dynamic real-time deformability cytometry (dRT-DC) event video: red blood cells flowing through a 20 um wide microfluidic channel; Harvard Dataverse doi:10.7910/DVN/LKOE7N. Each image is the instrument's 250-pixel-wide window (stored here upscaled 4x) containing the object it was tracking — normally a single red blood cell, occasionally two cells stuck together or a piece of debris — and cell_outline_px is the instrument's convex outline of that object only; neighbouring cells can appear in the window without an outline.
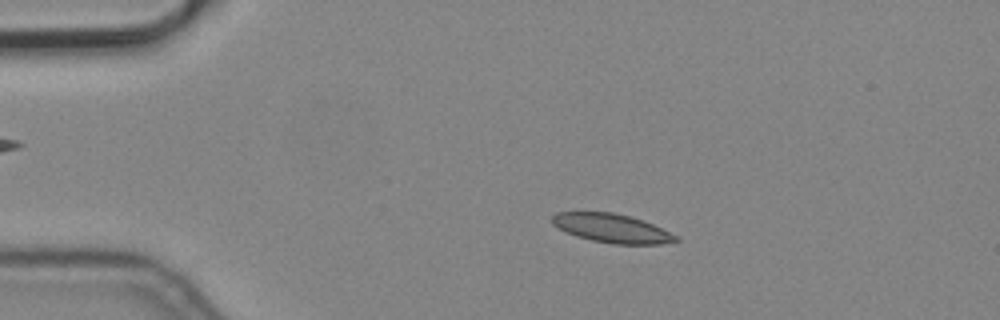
{"species": "common noctule bat (a hibernating species)", "species_latin": "Nyctalus noctula", "temperature_condition": "cold", "stored_images_in_passage": 8, "camera_frame_rate_fps": 3000, "um_per_image_px": 0.085, "animal": {"sex": "male", "body_mass_g": 19.2, "forearm_length_mm": 51.8}, "frame": {"image": 1, "passage_image": 2, "time_ms": 0.333, "image_size_px": [1000, 320], "cell_outline_px": [[680, 240], [660, 244], [612, 244], [592, 240], [576, 236], [552, 224], [552, 216], [556, 212], [612, 212], [628, 216], [652, 224], [680, 236]], "centroid_in_image_um": [52.03, 19.41], "position_along_channel_um": 33.0, "area_um2": 20.58}}
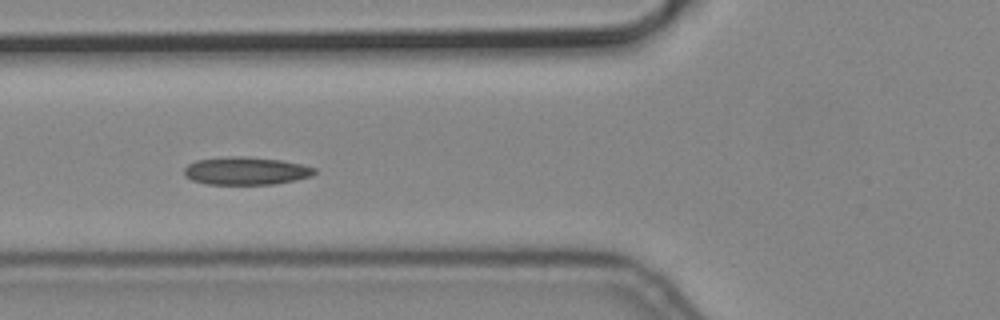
{"frame": {"image": 2, "passage_image": 5, "time_ms": 1.333, "image_size_px": [1000, 320], "cell_outline_px": [[316, 172], [312, 176], [296, 180], [272, 184], [208, 184], [192, 180], [184, 176], [184, 168], [188, 164], [196, 160], [228, 156], [248, 156], [280, 160], [300, 164], [316, 168]], "centroid_in_image_um": [20.89, 14.52], "position_along_channel_um": 104.9, "area_um2": 21.21}}
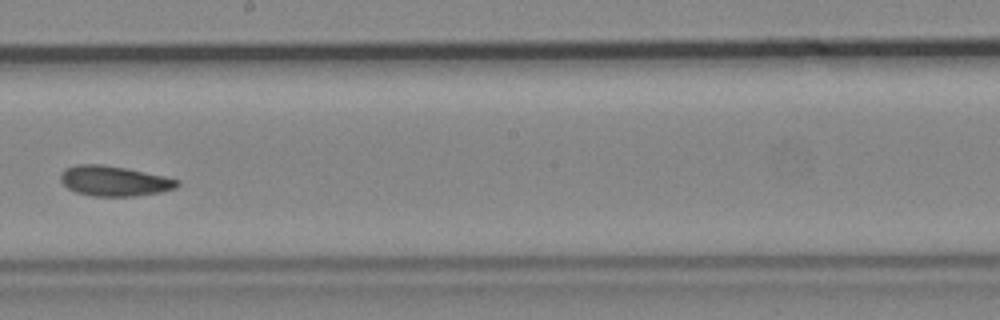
{"frame": {"image": 3, "passage_image": 8, "time_ms": 2.333, "image_size_px": [1000, 320], "cell_outline_px": [[180, 184], [176, 188], [160, 192], [136, 196], [92, 196], [76, 192], [68, 188], [60, 180], [60, 172], [64, 168], [76, 164], [100, 164], [128, 168], [164, 176], [180, 180]], "centroid_in_image_um": [9.7, 15.37], "position_along_channel_um": 238.5, "area_um2": 20.69}}